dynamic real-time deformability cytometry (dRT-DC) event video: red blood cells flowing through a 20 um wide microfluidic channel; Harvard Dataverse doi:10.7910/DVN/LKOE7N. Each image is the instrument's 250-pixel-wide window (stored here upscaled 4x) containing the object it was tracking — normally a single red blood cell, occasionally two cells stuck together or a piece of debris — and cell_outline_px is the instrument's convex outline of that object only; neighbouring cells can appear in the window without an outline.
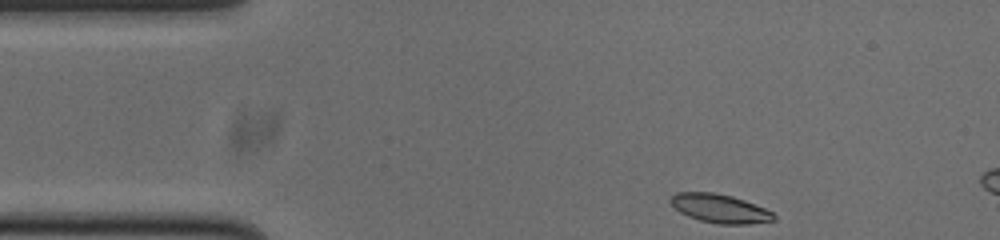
{"species": "common noctule bat (a hibernating species)", "species_latin": "Nyctalus noctula", "temperature_condition": "cold", "stored_images_in_passage": 5, "camera_frame_rate_fps": 3000, "um_per_image_px": 0.085, "animal": {"sex": "male", "body_mass_g": 20.0, "forearm_length_mm": 53.3}, "frame": {"image": 1, "passage_image": 1, "time_ms": 0.0, "image_size_px": [1000, 240], "cell_outline_px": [[776, 220], [748, 224], [716, 224], [700, 220], [688, 216], [680, 212], [668, 200], [676, 192], [712, 192], [732, 196], [744, 200], [764, 208], [772, 212], [776, 216]], "centroid_in_image_um": [61.18, 17.72], "position_along_channel_um": 23.8, "area_um2": 17.22}}